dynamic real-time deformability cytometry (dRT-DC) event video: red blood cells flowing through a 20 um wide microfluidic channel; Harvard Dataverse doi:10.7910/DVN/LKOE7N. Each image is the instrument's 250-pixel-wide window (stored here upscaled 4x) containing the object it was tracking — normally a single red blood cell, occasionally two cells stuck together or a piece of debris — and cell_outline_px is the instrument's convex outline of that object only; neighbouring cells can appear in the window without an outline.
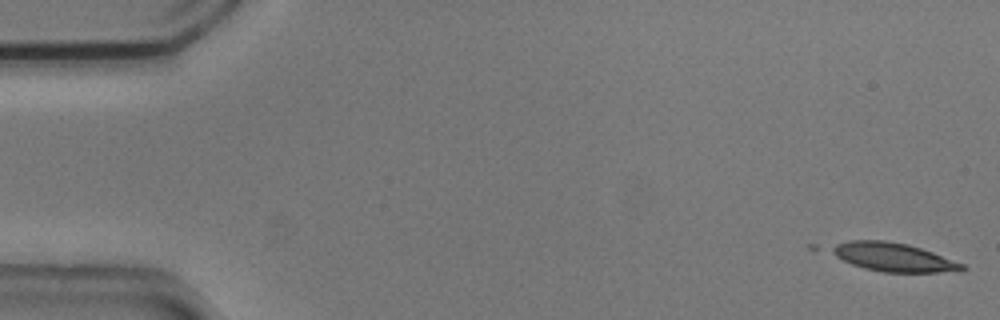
{"species": "common noctule bat (a hibernating species)", "species_latin": "Nyctalus noctula", "temperature_condition": "cold", "stored_images_in_passage": 3, "camera_frame_rate_fps": 3000, "um_per_image_px": 0.085, "animal": {"sex": "male", "body_mass_g": 20.5, "forearm_length_mm": 52.5}, "frame": {"image": 1, "passage_image": 1, "time_ms": 0.0, "image_size_px": [1000, 320], "cell_outline_px": [[968, 268], [940, 272], [884, 272], [864, 268], [852, 264], [836, 256], [824, 248], [836, 244], [852, 240], [884, 240], [908, 244], [932, 252], [964, 264]], "centroid_in_image_um": [75.86, 21.84], "position_along_channel_um": 9.1, "area_um2": 21.56}}